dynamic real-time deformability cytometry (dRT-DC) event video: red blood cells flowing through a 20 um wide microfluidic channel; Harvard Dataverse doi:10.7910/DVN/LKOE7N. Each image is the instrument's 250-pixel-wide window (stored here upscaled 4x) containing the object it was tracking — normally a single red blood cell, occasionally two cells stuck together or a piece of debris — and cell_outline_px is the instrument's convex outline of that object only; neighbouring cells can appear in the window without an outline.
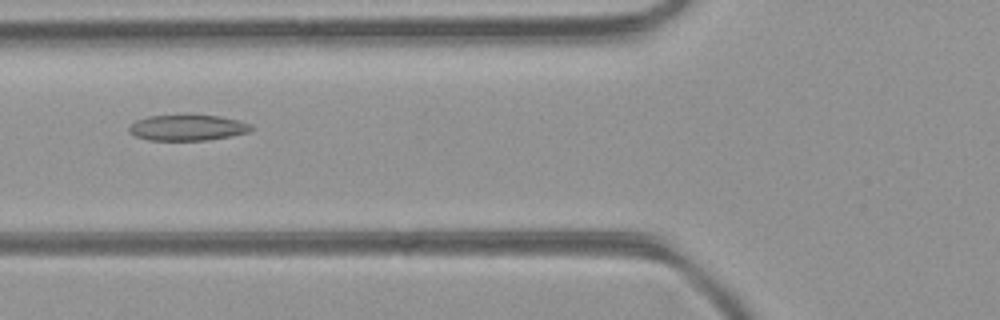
{"species": "common noctule bat (a hibernating species)", "species_latin": "Nyctalus noctula", "temperature_condition": "room temperature", "stored_images_in_passage": 47, "camera_frame_rate_fps": 3000, "um_per_image_px": 0.085, "animal": {"sex": "female", "body_mass_g": 21.9}, "frame": {"image": 1, "passage_image": 18, "time_ms": 5.667, "image_size_px": [1000, 320], "cell_outline_px": [[256, 128], [248, 132], [208, 140], [148, 140], [136, 136], [128, 132], [128, 128], [136, 120], [148, 116], [188, 112], [220, 116], [252, 124]], "centroid_in_image_um": [15.93, 10.8], "position_along_channel_um": 109.9, "area_um2": 19.13}}
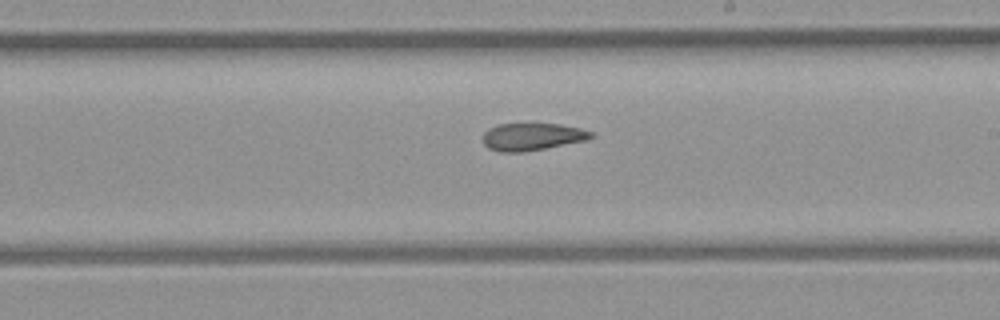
{"frame": {"image": 2, "passage_image": 27, "time_ms": 8.667, "image_size_px": [1000, 320], "cell_outline_px": [[596, 136], [588, 140], [524, 152], [500, 152], [488, 148], [484, 144], [484, 132], [488, 128], [496, 124], [560, 124], [580, 128], [592, 132]], "centroid_in_image_um": [45.25, 11.62], "position_along_channel_um": 243.8, "area_um2": 17.34}}
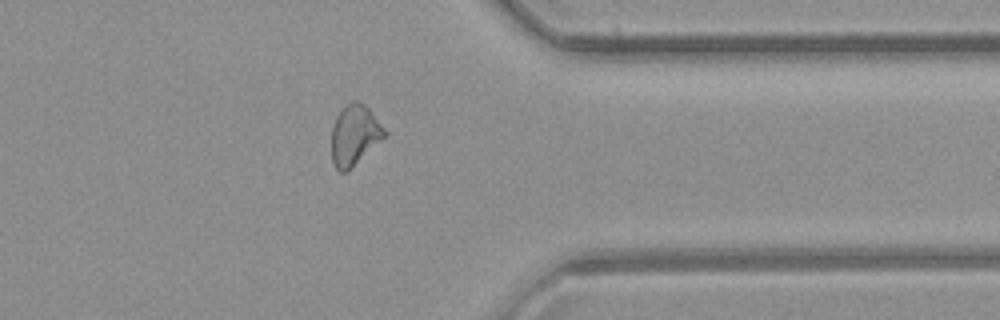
{"frame": {"image": 3, "passage_image": 37, "time_ms": 12.0, "image_size_px": [1000, 320], "cell_outline_px": [[388, 132], [380, 140], [344, 172], [340, 172], [336, 168], [332, 160], [332, 124], [336, 116], [352, 100], [360, 100], [372, 112]], "centroid_in_image_um": [30.12, 11.42], "position_along_channel_um": 381.3, "area_um2": 18.03}, "authors_computed_cell_mechanics": {"area_um2": 19.1318, "velocity_mm_per_s": 4.45, "shape_relaxation_time_tau1_ms": null, "shape_relaxation_time_tau2_ms": 6.3569, "deformation_change_tau1": null, "deformation_change_tau2": 0.1511}}